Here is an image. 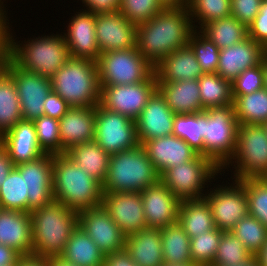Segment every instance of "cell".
I'll list each match as a JSON object with an SVG mask.
<instances>
[{
  "label": "cell",
  "instance_id": "6da1fadb",
  "mask_svg": "<svg viewBox=\"0 0 267 266\" xmlns=\"http://www.w3.org/2000/svg\"><path fill=\"white\" fill-rule=\"evenodd\" d=\"M188 7L163 9L136 29V48L154 67L176 49L188 45L195 27Z\"/></svg>",
  "mask_w": 267,
  "mask_h": 266
},
{
  "label": "cell",
  "instance_id": "7dc6e473",
  "mask_svg": "<svg viewBox=\"0 0 267 266\" xmlns=\"http://www.w3.org/2000/svg\"><path fill=\"white\" fill-rule=\"evenodd\" d=\"M158 0H121L120 12L136 25L152 19L163 10Z\"/></svg>",
  "mask_w": 267,
  "mask_h": 266
},
{
  "label": "cell",
  "instance_id": "91938a15",
  "mask_svg": "<svg viewBox=\"0 0 267 266\" xmlns=\"http://www.w3.org/2000/svg\"><path fill=\"white\" fill-rule=\"evenodd\" d=\"M164 9L188 7L189 0H158Z\"/></svg>",
  "mask_w": 267,
  "mask_h": 266
},
{
  "label": "cell",
  "instance_id": "4fadbf2b",
  "mask_svg": "<svg viewBox=\"0 0 267 266\" xmlns=\"http://www.w3.org/2000/svg\"><path fill=\"white\" fill-rule=\"evenodd\" d=\"M234 181L230 186L218 185L214 190L211 188L210 193L205 192L204 196L211 208L215 227L223 232L231 231L248 214L244 186L238 180Z\"/></svg>",
  "mask_w": 267,
  "mask_h": 266
},
{
  "label": "cell",
  "instance_id": "f6af8a7d",
  "mask_svg": "<svg viewBox=\"0 0 267 266\" xmlns=\"http://www.w3.org/2000/svg\"><path fill=\"white\" fill-rule=\"evenodd\" d=\"M188 45L195 53L203 73H216L219 62V48L198 29L193 32Z\"/></svg>",
  "mask_w": 267,
  "mask_h": 266
},
{
  "label": "cell",
  "instance_id": "4316f807",
  "mask_svg": "<svg viewBox=\"0 0 267 266\" xmlns=\"http://www.w3.org/2000/svg\"><path fill=\"white\" fill-rule=\"evenodd\" d=\"M154 73L157 81L169 82L196 80L204 74L189 45L167 55L154 67Z\"/></svg>",
  "mask_w": 267,
  "mask_h": 266
},
{
  "label": "cell",
  "instance_id": "03108f58",
  "mask_svg": "<svg viewBox=\"0 0 267 266\" xmlns=\"http://www.w3.org/2000/svg\"><path fill=\"white\" fill-rule=\"evenodd\" d=\"M162 266H199V265H195L193 263H190V264H184V265H162Z\"/></svg>",
  "mask_w": 267,
  "mask_h": 266
},
{
  "label": "cell",
  "instance_id": "f1b7e54d",
  "mask_svg": "<svg viewBox=\"0 0 267 266\" xmlns=\"http://www.w3.org/2000/svg\"><path fill=\"white\" fill-rule=\"evenodd\" d=\"M125 250L139 266H162L160 229L147 228L126 237Z\"/></svg>",
  "mask_w": 267,
  "mask_h": 266
},
{
  "label": "cell",
  "instance_id": "7a4b0ae2",
  "mask_svg": "<svg viewBox=\"0 0 267 266\" xmlns=\"http://www.w3.org/2000/svg\"><path fill=\"white\" fill-rule=\"evenodd\" d=\"M30 218L32 255L36 257L60 256L78 226V213L55 200L32 210Z\"/></svg>",
  "mask_w": 267,
  "mask_h": 266
},
{
  "label": "cell",
  "instance_id": "db71d44e",
  "mask_svg": "<svg viewBox=\"0 0 267 266\" xmlns=\"http://www.w3.org/2000/svg\"><path fill=\"white\" fill-rule=\"evenodd\" d=\"M82 3L87 7L82 10L91 13H113L120 10L121 0H82Z\"/></svg>",
  "mask_w": 267,
  "mask_h": 266
},
{
  "label": "cell",
  "instance_id": "5bb4252c",
  "mask_svg": "<svg viewBox=\"0 0 267 266\" xmlns=\"http://www.w3.org/2000/svg\"><path fill=\"white\" fill-rule=\"evenodd\" d=\"M15 80L22 120L34 121L43 115V105L52 90L51 78L19 68L10 58L3 67Z\"/></svg>",
  "mask_w": 267,
  "mask_h": 266
},
{
  "label": "cell",
  "instance_id": "6125c7cd",
  "mask_svg": "<svg viewBox=\"0 0 267 266\" xmlns=\"http://www.w3.org/2000/svg\"><path fill=\"white\" fill-rule=\"evenodd\" d=\"M260 266H267V242L263 246V249L255 256Z\"/></svg>",
  "mask_w": 267,
  "mask_h": 266
},
{
  "label": "cell",
  "instance_id": "cb8c5ba5",
  "mask_svg": "<svg viewBox=\"0 0 267 266\" xmlns=\"http://www.w3.org/2000/svg\"><path fill=\"white\" fill-rule=\"evenodd\" d=\"M142 146L160 175L166 169L191 161L198 155L188 143L175 135L148 140Z\"/></svg>",
  "mask_w": 267,
  "mask_h": 266
},
{
  "label": "cell",
  "instance_id": "836d02e7",
  "mask_svg": "<svg viewBox=\"0 0 267 266\" xmlns=\"http://www.w3.org/2000/svg\"><path fill=\"white\" fill-rule=\"evenodd\" d=\"M21 120L15 80L4 68L0 69V137Z\"/></svg>",
  "mask_w": 267,
  "mask_h": 266
},
{
  "label": "cell",
  "instance_id": "9a60e30c",
  "mask_svg": "<svg viewBox=\"0 0 267 266\" xmlns=\"http://www.w3.org/2000/svg\"><path fill=\"white\" fill-rule=\"evenodd\" d=\"M102 206L126 237L148 228L140 192H103Z\"/></svg>",
  "mask_w": 267,
  "mask_h": 266
},
{
  "label": "cell",
  "instance_id": "681fc988",
  "mask_svg": "<svg viewBox=\"0 0 267 266\" xmlns=\"http://www.w3.org/2000/svg\"><path fill=\"white\" fill-rule=\"evenodd\" d=\"M263 0H231V15L248 27L255 19Z\"/></svg>",
  "mask_w": 267,
  "mask_h": 266
},
{
  "label": "cell",
  "instance_id": "9f6ffc18",
  "mask_svg": "<svg viewBox=\"0 0 267 266\" xmlns=\"http://www.w3.org/2000/svg\"><path fill=\"white\" fill-rule=\"evenodd\" d=\"M14 167L7 149L0 143V187Z\"/></svg>",
  "mask_w": 267,
  "mask_h": 266
},
{
  "label": "cell",
  "instance_id": "11a10c76",
  "mask_svg": "<svg viewBox=\"0 0 267 266\" xmlns=\"http://www.w3.org/2000/svg\"><path fill=\"white\" fill-rule=\"evenodd\" d=\"M103 266H139L133 261L129 253L125 250H119L104 255Z\"/></svg>",
  "mask_w": 267,
  "mask_h": 266
},
{
  "label": "cell",
  "instance_id": "ab89813d",
  "mask_svg": "<svg viewBox=\"0 0 267 266\" xmlns=\"http://www.w3.org/2000/svg\"><path fill=\"white\" fill-rule=\"evenodd\" d=\"M243 246L256 256L267 242V228L255 217L247 214L230 231Z\"/></svg>",
  "mask_w": 267,
  "mask_h": 266
},
{
  "label": "cell",
  "instance_id": "e575fe53",
  "mask_svg": "<svg viewBox=\"0 0 267 266\" xmlns=\"http://www.w3.org/2000/svg\"><path fill=\"white\" fill-rule=\"evenodd\" d=\"M198 30L219 50L240 43L248 37L247 27L232 15L206 23Z\"/></svg>",
  "mask_w": 267,
  "mask_h": 266
},
{
  "label": "cell",
  "instance_id": "3957f363",
  "mask_svg": "<svg viewBox=\"0 0 267 266\" xmlns=\"http://www.w3.org/2000/svg\"><path fill=\"white\" fill-rule=\"evenodd\" d=\"M53 199L77 213L102 205V185L65 153L52 155Z\"/></svg>",
  "mask_w": 267,
  "mask_h": 266
},
{
  "label": "cell",
  "instance_id": "e0dca14e",
  "mask_svg": "<svg viewBox=\"0 0 267 266\" xmlns=\"http://www.w3.org/2000/svg\"><path fill=\"white\" fill-rule=\"evenodd\" d=\"M137 25L120 11L95 14V34L101 53L136 48Z\"/></svg>",
  "mask_w": 267,
  "mask_h": 266
},
{
  "label": "cell",
  "instance_id": "484cf974",
  "mask_svg": "<svg viewBox=\"0 0 267 266\" xmlns=\"http://www.w3.org/2000/svg\"><path fill=\"white\" fill-rule=\"evenodd\" d=\"M0 244L21 256L32 255V228L30 213L0 209Z\"/></svg>",
  "mask_w": 267,
  "mask_h": 266
},
{
  "label": "cell",
  "instance_id": "52a82bcc",
  "mask_svg": "<svg viewBox=\"0 0 267 266\" xmlns=\"http://www.w3.org/2000/svg\"><path fill=\"white\" fill-rule=\"evenodd\" d=\"M229 164L235 166L232 180L267 177V132L263 125H238L235 152L221 170Z\"/></svg>",
  "mask_w": 267,
  "mask_h": 266
},
{
  "label": "cell",
  "instance_id": "5b68a950",
  "mask_svg": "<svg viewBox=\"0 0 267 266\" xmlns=\"http://www.w3.org/2000/svg\"><path fill=\"white\" fill-rule=\"evenodd\" d=\"M160 181L142 145L112 154L102 192H141Z\"/></svg>",
  "mask_w": 267,
  "mask_h": 266
},
{
  "label": "cell",
  "instance_id": "60d3db41",
  "mask_svg": "<svg viewBox=\"0 0 267 266\" xmlns=\"http://www.w3.org/2000/svg\"><path fill=\"white\" fill-rule=\"evenodd\" d=\"M252 257L240 239L230 231L223 232L211 266H239Z\"/></svg>",
  "mask_w": 267,
  "mask_h": 266
},
{
  "label": "cell",
  "instance_id": "d6a6232c",
  "mask_svg": "<svg viewBox=\"0 0 267 266\" xmlns=\"http://www.w3.org/2000/svg\"><path fill=\"white\" fill-rule=\"evenodd\" d=\"M164 265H184L192 263L190 237L177 221L160 229Z\"/></svg>",
  "mask_w": 267,
  "mask_h": 266
},
{
  "label": "cell",
  "instance_id": "ac0fdd59",
  "mask_svg": "<svg viewBox=\"0 0 267 266\" xmlns=\"http://www.w3.org/2000/svg\"><path fill=\"white\" fill-rule=\"evenodd\" d=\"M78 225L104 254L123 250L125 247L126 236L102 205L79 212Z\"/></svg>",
  "mask_w": 267,
  "mask_h": 266
},
{
  "label": "cell",
  "instance_id": "9c48e42d",
  "mask_svg": "<svg viewBox=\"0 0 267 266\" xmlns=\"http://www.w3.org/2000/svg\"><path fill=\"white\" fill-rule=\"evenodd\" d=\"M237 128L233 105L204 111V156L209 157L220 168L235 152Z\"/></svg>",
  "mask_w": 267,
  "mask_h": 266
},
{
  "label": "cell",
  "instance_id": "f35d334b",
  "mask_svg": "<svg viewBox=\"0 0 267 266\" xmlns=\"http://www.w3.org/2000/svg\"><path fill=\"white\" fill-rule=\"evenodd\" d=\"M0 209L28 213L25 178L14 167L0 187Z\"/></svg>",
  "mask_w": 267,
  "mask_h": 266
},
{
  "label": "cell",
  "instance_id": "8992f818",
  "mask_svg": "<svg viewBox=\"0 0 267 266\" xmlns=\"http://www.w3.org/2000/svg\"><path fill=\"white\" fill-rule=\"evenodd\" d=\"M19 42L14 40L11 33L9 58L19 68L47 78H51L70 58L69 49L62 34L39 36L27 42L24 41L25 44Z\"/></svg>",
  "mask_w": 267,
  "mask_h": 266
},
{
  "label": "cell",
  "instance_id": "277c9868",
  "mask_svg": "<svg viewBox=\"0 0 267 266\" xmlns=\"http://www.w3.org/2000/svg\"><path fill=\"white\" fill-rule=\"evenodd\" d=\"M51 86L70 107H95L101 93L98 64L91 59L70 57L51 77Z\"/></svg>",
  "mask_w": 267,
  "mask_h": 266
},
{
  "label": "cell",
  "instance_id": "74e56055",
  "mask_svg": "<svg viewBox=\"0 0 267 266\" xmlns=\"http://www.w3.org/2000/svg\"><path fill=\"white\" fill-rule=\"evenodd\" d=\"M204 111L175 114L172 135L181 138L198 154L204 156Z\"/></svg>",
  "mask_w": 267,
  "mask_h": 266
},
{
  "label": "cell",
  "instance_id": "bcb514c9",
  "mask_svg": "<svg viewBox=\"0 0 267 266\" xmlns=\"http://www.w3.org/2000/svg\"><path fill=\"white\" fill-rule=\"evenodd\" d=\"M33 122L40 149L45 154H61L59 120L42 115Z\"/></svg>",
  "mask_w": 267,
  "mask_h": 266
},
{
  "label": "cell",
  "instance_id": "1f68e13d",
  "mask_svg": "<svg viewBox=\"0 0 267 266\" xmlns=\"http://www.w3.org/2000/svg\"><path fill=\"white\" fill-rule=\"evenodd\" d=\"M178 222L190 238L216 228L211 208L204 198L181 200Z\"/></svg>",
  "mask_w": 267,
  "mask_h": 266
},
{
  "label": "cell",
  "instance_id": "7c38bea8",
  "mask_svg": "<svg viewBox=\"0 0 267 266\" xmlns=\"http://www.w3.org/2000/svg\"><path fill=\"white\" fill-rule=\"evenodd\" d=\"M99 104L112 112L136 121L152 94L157 90L153 73L146 81L128 85H100Z\"/></svg>",
  "mask_w": 267,
  "mask_h": 266
},
{
  "label": "cell",
  "instance_id": "8fae6325",
  "mask_svg": "<svg viewBox=\"0 0 267 266\" xmlns=\"http://www.w3.org/2000/svg\"><path fill=\"white\" fill-rule=\"evenodd\" d=\"M94 141L109 155L132 149L139 145L136 121L98 104Z\"/></svg>",
  "mask_w": 267,
  "mask_h": 266
},
{
  "label": "cell",
  "instance_id": "ffe728a7",
  "mask_svg": "<svg viewBox=\"0 0 267 266\" xmlns=\"http://www.w3.org/2000/svg\"><path fill=\"white\" fill-rule=\"evenodd\" d=\"M174 117L175 113L166 104L160 92L156 90L136 120L139 144L172 135Z\"/></svg>",
  "mask_w": 267,
  "mask_h": 266
},
{
  "label": "cell",
  "instance_id": "816d5d0a",
  "mask_svg": "<svg viewBox=\"0 0 267 266\" xmlns=\"http://www.w3.org/2000/svg\"><path fill=\"white\" fill-rule=\"evenodd\" d=\"M4 7V4L0 2V69H3L8 62L10 49V27Z\"/></svg>",
  "mask_w": 267,
  "mask_h": 266
},
{
  "label": "cell",
  "instance_id": "94428289",
  "mask_svg": "<svg viewBox=\"0 0 267 266\" xmlns=\"http://www.w3.org/2000/svg\"><path fill=\"white\" fill-rule=\"evenodd\" d=\"M48 263H49V266H75L74 264L65 261L60 256L48 258Z\"/></svg>",
  "mask_w": 267,
  "mask_h": 266
},
{
  "label": "cell",
  "instance_id": "ee69618b",
  "mask_svg": "<svg viewBox=\"0 0 267 266\" xmlns=\"http://www.w3.org/2000/svg\"><path fill=\"white\" fill-rule=\"evenodd\" d=\"M223 231L218 228L190 238L192 263L199 266H211L219 246Z\"/></svg>",
  "mask_w": 267,
  "mask_h": 266
},
{
  "label": "cell",
  "instance_id": "b9f144b4",
  "mask_svg": "<svg viewBox=\"0 0 267 266\" xmlns=\"http://www.w3.org/2000/svg\"><path fill=\"white\" fill-rule=\"evenodd\" d=\"M188 10L196 30L206 23L230 16L231 0H189ZM195 22H198L200 27L196 26Z\"/></svg>",
  "mask_w": 267,
  "mask_h": 266
},
{
  "label": "cell",
  "instance_id": "8d00e7d4",
  "mask_svg": "<svg viewBox=\"0 0 267 266\" xmlns=\"http://www.w3.org/2000/svg\"><path fill=\"white\" fill-rule=\"evenodd\" d=\"M233 106L238 125H263L267 121V89L240 95Z\"/></svg>",
  "mask_w": 267,
  "mask_h": 266
},
{
  "label": "cell",
  "instance_id": "4dcf8cb0",
  "mask_svg": "<svg viewBox=\"0 0 267 266\" xmlns=\"http://www.w3.org/2000/svg\"><path fill=\"white\" fill-rule=\"evenodd\" d=\"M104 255L95 242L78 225L71 233L60 257L75 266H103Z\"/></svg>",
  "mask_w": 267,
  "mask_h": 266
},
{
  "label": "cell",
  "instance_id": "83f0119b",
  "mask_svg": "<svg viewBox=\"0 0 267 266\" xmlns=\"http://www.w3.org/2000/svg\"><path fill=\"white\" fill-rule=\"evenodd\" d=\"M157 90L175 114H194L203 111L198 79L178 82L157 81Z\"/></svg>",
  "mask_w": 267,
  "mask_h": 266
},
{
  "label": "cell",
  "instance_id": "be15d7a7",
  "mask_svg": "<svg viewBox=\"0 0 267 266\" xmlns=\"http://www.w3.org/2000/svg\"><path fill=\"white\" fill-rule=\"evenodd\" d=\"M264 88L267 89V55L262 59Z\"/></svg>",
  "mask_w": 267,
  "mask_h": 266
},
{
  "label": "cell",
  "instance_id": "d590c367",
  "mask_svg": "<svg viewBox=\"0 0 267 266\" xmlns=\"http://www.w3.org/2000/svg\"><path fill=\"white\" fill-rule=\"evenodd\" d=\"M200 101L203 111L233 105L231 82L217 73L202 74L198 78Z\"/></svg>",
  "mask_w": 267,
  "mask_h": 266
},
{
  "label": "cell",
  "instance_id": "680465c9",
  "mask_svg": "<svg viewBox=\"0 0 267 266\" xmlns=\"http://www.w3.org/2000/svg\"><path fill=\"white\" fill-rule=\"evenodd\" d=\"M18 266H49L48 258L36 256H22L18 261Z\"/></svg>",
  "mask_w": 267,
  "mask_h": 266
},
{
  "label": "cell",
  "instance_id": "44dd1931",
  "mask_svg": "<svg viewBox=\"0 0 267 266\" xmlns=\"http://www.w3.org/2000/svg\"><path fill=\"white\" fill-rule=\"evenodd\" d=\"M76 13L69 21L67 33H63L70 57L97 62L101 52L95 34V13L85 10Z\"/></svg>",
  "mask_w": 267,
  "mask_h": 266
},
{
  "label": "cell",
  "instance_id": "d4e9b609",
  "mask_svg": "<svg viewBox=\"0 0 267 266\" xmlns=\"http://www.w3.org/2000/svg\"><path fill=\"white\" fill-rule=\"evenodd\" d=\"M14 165L38 159L45 153L38 145L33 121L21 120L0 137Z\"/></svg>",
  "mask_w": 267,
  "mask_h": 266
},
{
  "label": "cell",
  "instance_id": "6f0895ef",
  "mask_svg": "<svg viewBox=\"0 0 267 266\" xmlns=\"http://www.w3.org/2000/svg\"><path fill=\"white\" fill-rule=\"evenodd\" d=\"M22 256L14 249L0 244V266L16 264Z\"/></svg>",
  "mask_w": 267,
  "mask_h": 266
},
{
  "label": "cell",
  "instance_id": "003e7915",
  "mask_svg": "<svg viewBox=\"0 0 267 266\" xmlns=\"http://www.w3.org/2000/svg\"><path fill=\"white\" fill-rule=\"evenodd\" d=\"M264 128L266 129L267 132V121L263 124Z\"/></svg>",
  "mask_w": 267,
  "mask_h": 266
},
{
  "label": "cell",
  "instance_id": "c3c4849f",
  "mask_svg": "<svg viewBox=\"0 0 267 266\" xmlns=\"http://www.w3.org/2000/svg\"><path fill=\"white\" fill-rule=\"evenodd\" d=\"M233 101L240 95H248L264 88L262 61L241 72L232 82Z\"/></svg>",
  "mask_w": 267,
  "mask_h": 266
},
{
  "label": "cell",
  "instance_id": "ba28073f",
  "mask_svg": "<svg viewBox=\"0 0 267 266\" xmlns=\"http://www.w3.org/2000/svg\"><path fill=\"white\" fill-rule=\"evenodd\" d=\"M220 172L223 171L214 161L198 154L191 161L166 169L160 180L180 200L203 199L205 185L208 188V182Z\"/></svg>",
  "mask_w": 267,
  "mask_h": 266
},
{
  "label": "cell",
  "instance_id": "7402d4cb",
  "mask_svg": "<svg viewBox=\"0 0 267 266\" xmlns=\"http://www.w3.org/2000/svg\"><path fill=\"white\" fill-rule=\"evenodd\" d=\"M267 55V51L254 40L247 37L240 43L221 49L216 73L232 82L247 68L258 65Z\"/></svg>",
  "mask_w": 267,
  "mask_h": 266
},
{
  "label": "cell",
  "instance_id": "30bf717a",
  "mask_svg": "<svg viewBox=\"0 0 267 266\" xmlns=\"http://www.w3.org/2000/svg\"><path fill=\"white\" fill-rule=\"evenodd\" d=\"M97 64L100 85L137 84L154 73L137 48L101 53Z\"/></svg>",
  "mask_w": 267,
  "mask_h": 266
},
{
  "label": "cell",
  "instance_id": "e7e4bbea",
  "mask_svg": "<svg viewBox=\"0 0 267 266\" xmlns=\"http://www.w3.org/2000/svg\"><path fill=\"white\" fill-rule=\"evenodd\" d=\"M239 266H260L257 258L255 256H253L249 261H247L246 263L239 265Z\"/></svg>",
  "mask_w": 267,
  "mask_h": 266
},
{
  "label": "cell",
  "instance_id": "f546056e",
  "mask_svg": "<svg viewBox=\"0 0 267 266\" xmlns=\"http://www.w3.org/2000/svg\"><path fill=\"white\" fill-rule=\"evenodd\" d=\"M65 154L101 185L107 177L111 155L94 140L74 145Z\"/></svg>",
  "mask_w": 267,
  "mask_h": 266
},
{
  "label": "cell",
  "instance_id": "f5cc1de1",
  "mask_svg": "<svg viewBox=\"0 0 267 266\" xmlns=\"http://www.w3.org/2000/svg\"><path fill=\"white\" fill-rule=\"evenodd\" d=\"M70 108L66 101L51 90L44 100L43 115L60 120Z\"/></svg>",
  "mask_w": 267,
  "mask_h": 266
},
{
  "label": "cell",
  "instance_id": "a7ac6f4b",
  "mask_svg": "<svg viewBox=\"0 0 267 266\" xmlns=\"http://www.w3.org/2000/svg\"><path fill=\"white\" fill-rule=\"evenodd\" d=\"M9 266H18V262L16 264H13V265H9Z\"/></svg>",
  "mask_w": 267,
  "mask_h": 266
},
{
  "label": "cell",
  "instance_id": "603a6c76",
  "mask_svg": "<svg viewBox=\"0 0 267 266\" xmlns=\"http://www.w3.org/2000/svg\"><path fill=\"white\" fill-rule=\"evenodd\" d=\"M96 106L71 107L59 120L61 154L74 145L93 141L95 137Z\"/></svg>",
  "mask_w": 267,
  "mask_h": 266
},
{
  "label": "cell",
  "instance_id": "d6986e66",
  "mask_svg": "<svg viewBox=\"0 0 267 266\" xmlns=\"http://www.w3.org/2000/svg\"><path fill=\"white\" fill-rule=\"evenodd\" d=\"M148 228L161 229L178 221L181 200L160 180L140 192Z\"/></svg>",
  "mask_w": 267,
  "mask_h": 266
},
{
  "label": "cell",
  "instance_id": "f907efd6",
  "mask_svg": "<svg viewBox=\"0 0 267 266\" xmlns=\"http://www.w3.org/2000/svg\"><path fill=\"white\" fill-rule=\"evenodd\" d=\"M247 29L248 37L267 50V0H263L259 13Z\"/></svg>",
  "mask_w": 267,
  "mask_h": 266
},
{
  "label": "cell",
  "instance_id": "2e32d148",
  "mask_svg": "<svg viewBox=\"0 0 267 266\" xmlns=\"http://www.w3.org/2000/svg\"><path fill=\"white\" fill-rule=\"evenodd\" d=\"M15 168L25 178L28 213L54 200L52 154H44L36 160L18 164Z\"/></svg>",
  "mask_w": 267,
  "mask_h": 266
},
{
  "label": "cell",
  "instance_id": "7bdbcfd3",
  "mask_svg": "<svg viewBox=\"0 0 267 266\" xmlns=\"http://www.w3.org/2000/svg\"><path fill=\"white\" fill-rule=\"evenodd\" d=\"M248 198V214L267 228V177L238 180Z\"/></svg>",
  "mask_w": 267,
  "mask_h": 266
}]
</instances>
